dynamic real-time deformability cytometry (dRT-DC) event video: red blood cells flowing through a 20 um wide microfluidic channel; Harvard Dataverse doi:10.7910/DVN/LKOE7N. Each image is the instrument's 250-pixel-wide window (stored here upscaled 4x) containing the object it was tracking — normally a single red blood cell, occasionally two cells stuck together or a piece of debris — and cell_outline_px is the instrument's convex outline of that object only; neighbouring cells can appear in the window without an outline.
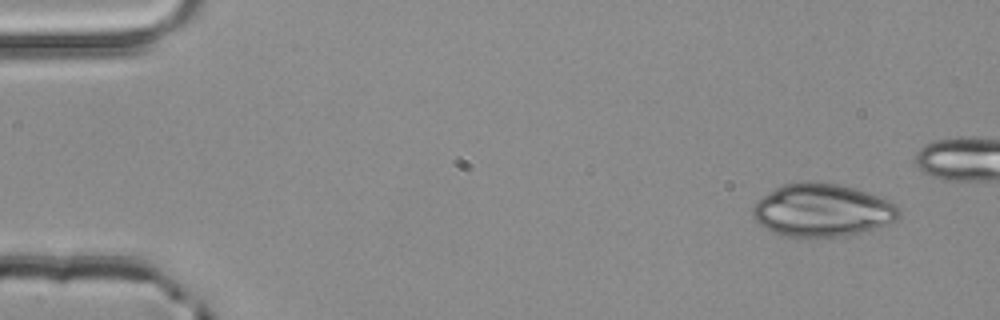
{"species": "common noctule bat (a hibernating species)", "species_latin": "Nyctalus noctula", "temperature_condition": "room temperature", "stored_images_in_passage": 5, "camera_frame_rate_fps": 3000, "um_per_image_px": 0.085, "animal": {"sex": "male", "body_mass_g": 20.4}, "frame": {"image": 1, "passage_image": 1, "time_ms": 0.0, "image_size_px": [1000, 320], "cell_outline_px": [[900, 216], [896, 220], [888, 224], [876, 228], [844, 236], [800, 240], [796, 240], [772, 232], [764, 228], [752, 216], [752, 208], [764, 196], [776, 188], [784, 184], [804, 180], [812, 180], [840, 184], [888, 200], [896, 204], [900, 208]], "centroid_in_image_um": [69.87, 17.91], "position_along_channel_um": 15.1, "area_um2": 45.78}}